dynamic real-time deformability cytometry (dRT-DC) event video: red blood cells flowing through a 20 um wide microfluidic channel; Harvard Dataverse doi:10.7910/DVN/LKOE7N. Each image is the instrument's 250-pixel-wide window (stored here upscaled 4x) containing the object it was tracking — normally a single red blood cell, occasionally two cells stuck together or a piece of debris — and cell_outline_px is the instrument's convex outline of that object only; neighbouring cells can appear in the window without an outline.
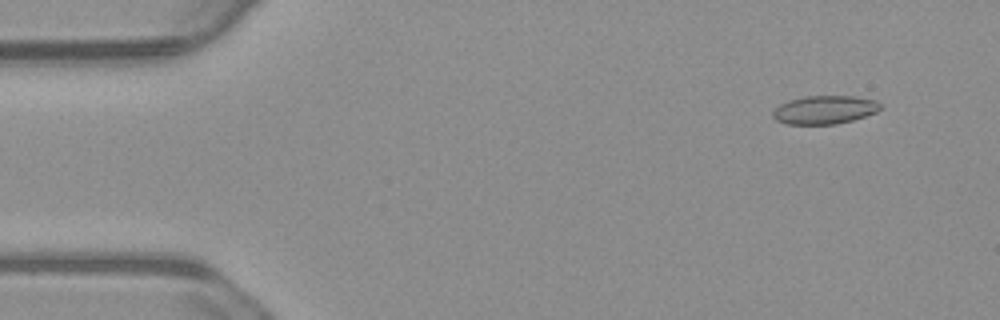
{"species": "common noctule bat (a hibernating species)", "species_latin": "Nyctalus noctula", "temperature_condition": "warm", "stored_images_in_passage": 15, "camera_frame_rate_fps": 3000, "um_per_image_px": 0.085, "animal": {"sex": "male", "body_mass_g": 23.1, "forearm_length_mm": 52.7}, "frame": {"image": 1, "passage_image": 5, "time_ms": 1.333, "image_size_px": [1000, 320], "cell_outline_px": [[884, 108], [876, 112], [852, 120], [836, 124], [788, 124], [776, 120], [772, 116], [772, 112], [780, 104], [788, 100], [804, 96], [856, 96], [876, 100], [884, 104]], "centroid_in_image_um": [70.13, 9.32], "position_along_channel_um": 14.9, "area_um2": 17.98}}